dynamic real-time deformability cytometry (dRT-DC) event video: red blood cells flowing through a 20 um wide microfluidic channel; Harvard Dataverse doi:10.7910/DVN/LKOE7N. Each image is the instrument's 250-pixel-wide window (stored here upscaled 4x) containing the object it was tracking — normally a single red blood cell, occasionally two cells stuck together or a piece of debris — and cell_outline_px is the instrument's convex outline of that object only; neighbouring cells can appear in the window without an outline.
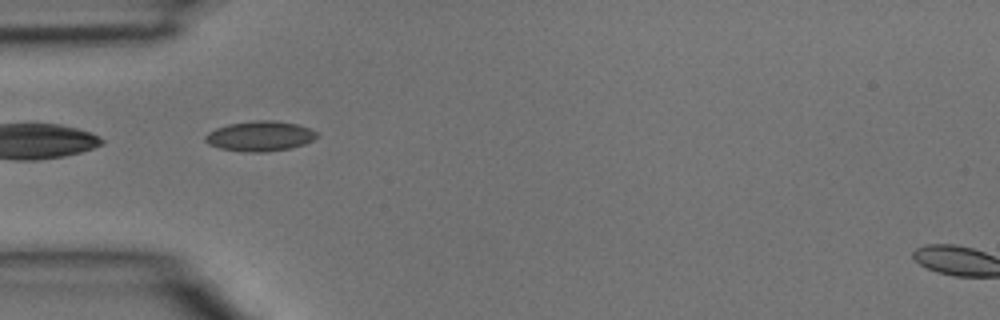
{"species": "common noctule bat (a hibernating species)", "species_latin": "Nyctalus noctula", "temperature_condition": "room temperature", "stored_images_in_passage": 4, "camera_frame_rate_fps": 3000, "um_per_image_px": 0.085, "animal": {"sex": "male", "body_mass_g": 15.6}, "frame": {"image": 1, "passage_image": 3, "time_ms": 0.667, "image_size_px": [1000, 320], "cell_outline_px": [[316, 136], [312, 140], [304, 144], [288, 148], [264, 152], [244, 152], [220, 148], [208, 144], [204, 140], [204, 136], [208, 132], [216, 128], [228, 124], [252, 120], [272, 120], [296, 124], [308, 128], [316, 132]], "centroid_in_image_um": [22.03, 11.56], "position_along_channel_um": 63.0, "area_um2": 19.42}}